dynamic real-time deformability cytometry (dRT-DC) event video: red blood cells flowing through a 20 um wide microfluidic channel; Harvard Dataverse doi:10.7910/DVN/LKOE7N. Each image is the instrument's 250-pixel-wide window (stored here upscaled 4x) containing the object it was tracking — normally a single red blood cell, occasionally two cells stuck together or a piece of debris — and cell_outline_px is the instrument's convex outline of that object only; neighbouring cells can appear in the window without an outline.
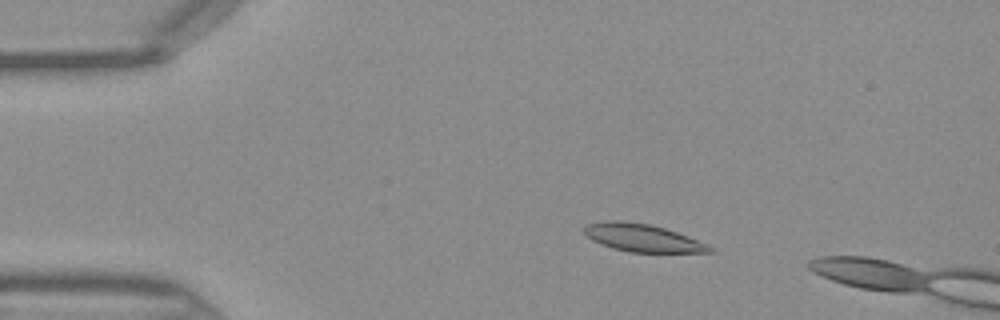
{"species": "Egyptian fruit bat (a non-hibernating species)", "species_latin": "Rousettus aegyptiacus", "temperature_condition": "warm", "stored_images_in_passage": 12, "camera_frame_rate_fps": 3000, "um_per_image_px": 0.085, "frame": {"image": 1, "passage_image": 9, "time_ms": 2.667, "image_size_px": [1000, 320], "cell_outline_px": [[716, 252], [628, 252], [612, 248], [600, 244], [584, 236], [584, 228], [588, 224], [604, 220], [620, 220], [648, 224], [664, 228], [688, 236], [708, 244], [716, 248]], "centroid_in_image_um": [54.61, 20.22], "position_along_channel_um": 30.4, "area_um2": 20.4}}